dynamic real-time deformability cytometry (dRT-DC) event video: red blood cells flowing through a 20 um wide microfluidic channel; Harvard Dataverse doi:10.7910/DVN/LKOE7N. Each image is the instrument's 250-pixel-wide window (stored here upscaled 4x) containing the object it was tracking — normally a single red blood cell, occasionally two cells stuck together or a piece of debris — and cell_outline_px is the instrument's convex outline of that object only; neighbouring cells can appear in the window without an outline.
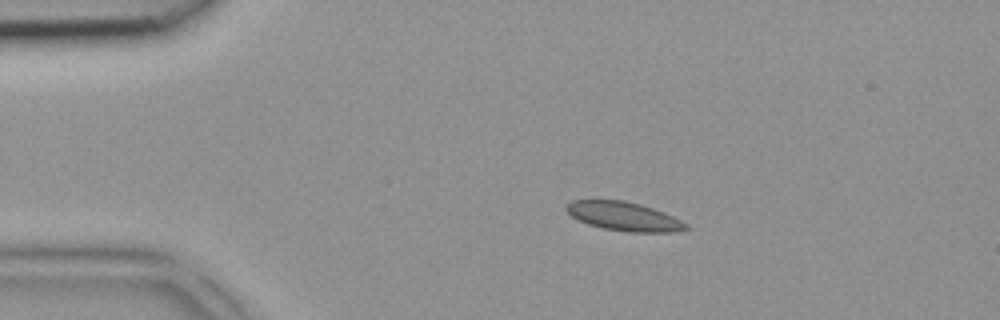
{"species": "common noctule bat (a hibernating species)", "species_latin": "Nyctalus noctula", "temperature_condition": "room temperature", "stored_images_in_passage": 3, "camera_frame_rate_fps": 3000, "um_per_image_px": 0.085, "animal": {"sex": "female", "body_mass_g": 18.4}, "frame": {"image": 1, "passage_image": 2, "time_ms": 0.333, "image_size_px": [1000, 320], "cell_outline_px": [[692, 228], [676, 232], [628, 232], [604, 228], [588, 224], [572, 216], [564, 208], [572, 200], [624, 200], [640, 204], [664, 212], [688, 224]], "centroid_in_image_um": [53.08, 18.39], "position_along_channel_um": 31.9, "area_um2": 20.06}}